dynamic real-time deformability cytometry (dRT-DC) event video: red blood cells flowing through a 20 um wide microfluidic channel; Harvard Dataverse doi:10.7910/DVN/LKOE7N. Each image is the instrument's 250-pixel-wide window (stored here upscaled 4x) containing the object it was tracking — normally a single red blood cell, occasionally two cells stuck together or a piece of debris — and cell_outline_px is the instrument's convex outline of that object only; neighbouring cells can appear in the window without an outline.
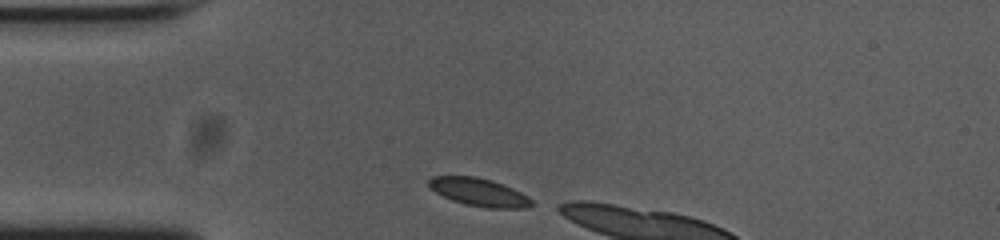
{"species": "common noctule bat (a hibernating species)", "species_latin": "Nyctalus noctula", "temperature_condition": "cold", "stored_images_in_passage": 7, "camera_frame_rate_fps": 3000, "um_per_image_px": 0.085, "animal": {"sex": "female", "body_mass_g": 23.0, "forearm_length_mm": 53.4}, "frame": {"image": 1, "passage_image": 1, "time_ms": 0.0, "image_size_px": [1000, 240], "cell_outline_px": [[532, 204], [528, 208], [484, 208], [464, 204], [452, 200], [436, 192], [428, 184], [428, 180], [432, 176], [476, 176], [492, 180], [512, 188], [528, 196], [532, 200]], "centroid_in_image_um": [40.73, 16.34], "position_along_channel_um": 44.3, "area_um2": 16.7}}